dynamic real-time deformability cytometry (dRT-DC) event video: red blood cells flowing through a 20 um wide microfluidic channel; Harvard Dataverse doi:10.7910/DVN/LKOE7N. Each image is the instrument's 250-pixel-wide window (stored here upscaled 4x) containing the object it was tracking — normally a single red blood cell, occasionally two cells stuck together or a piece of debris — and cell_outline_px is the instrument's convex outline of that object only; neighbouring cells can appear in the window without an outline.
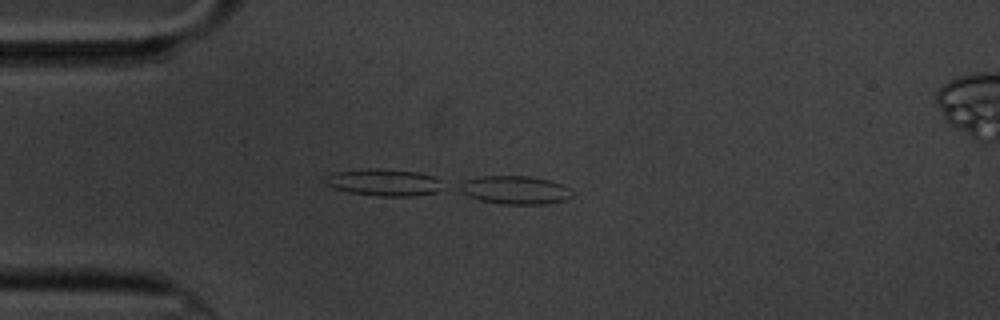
{"species": "common noctule bat (a hibernating species)", "species_latin": "Nyctalus noctula", "temperature_condition": "cold", "stored_images_in_passage": 6, "camera_frame_rate_fps": 3000, "um_per_image_px": 0.085, "animal": {"sex": "male", "body_mass_g": 20.1, "forearm_length_mm": 53.5}, "frame": {"image": 1, "passage_image": 4, "time_ms": 4.333, "image_size_px": [1000, 320], "cell_outline_px": [[572, 196], [564, 200], [544, 204], [500, 204], [480, 200], [468, 196], [460, 192], [460, 184], [464, 180], [480, 176], [528, 176], [548, 180], [564, 184], [572, 192]], "centroid_in_image_um": [43.76, 16.15], "position_along_channel_um": 41.2, "area_um2": 18.55}}
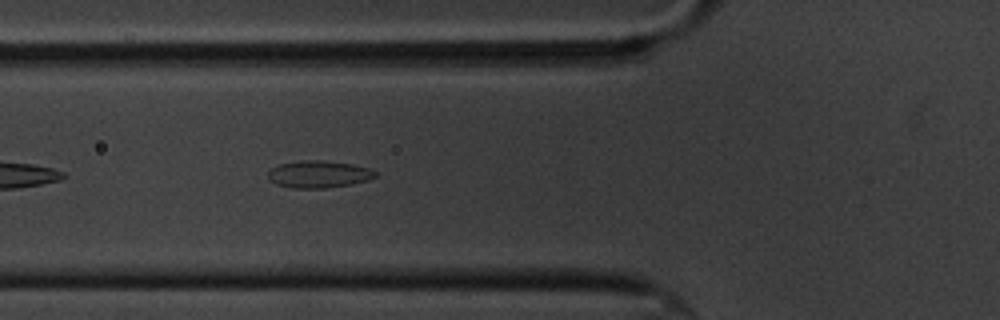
{"frame": {"image": 2, "passage_image": 6, "time_ms": 6.667, "image_size_px": [1000, 320], "cell_outline_px": [[376, 176], [368, 180], [352, 184], [324, 188], [292, 188], [276, 184], [268, 180], [268, 172], [272, 168], [280, 164], [300, 160], [324, 160], [352, 164], [368, 168], [376, 172]], "centroid_in_image_um": [27.07, 14.81], "position_along_channel_um": 98.7, "area_um2": 16.99}}